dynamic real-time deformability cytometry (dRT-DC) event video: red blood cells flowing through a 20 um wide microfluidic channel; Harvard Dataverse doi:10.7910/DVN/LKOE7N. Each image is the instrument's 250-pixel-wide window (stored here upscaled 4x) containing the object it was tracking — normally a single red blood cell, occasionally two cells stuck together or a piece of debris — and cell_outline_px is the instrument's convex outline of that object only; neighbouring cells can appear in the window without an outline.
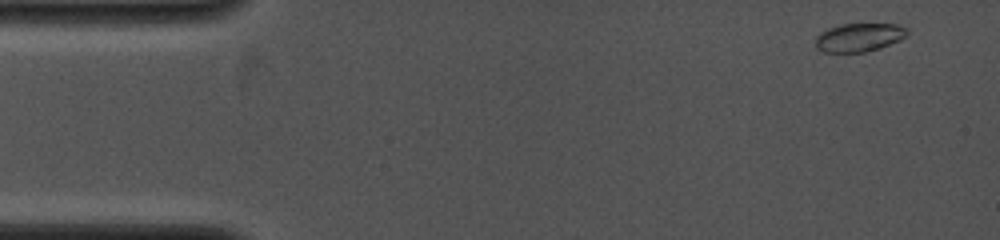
{"species": "common noctule bat (a hibernating species)", "species_latin": "Nyctalus noctula", "temperature_condition": "cold", "stored_images_in_passage": 15, "camera_frame_rate_fps": 4000, "um_per_image_px": 0.085, "animal": {"sex": "female", "body_mass_g": 19.0, "forearm_length_mm": 53.3}, "frame": {"image": 1, "passage_image": 1, "time_ms": 0.0, "image_size_px": [1000, 240], "cell_outline_px": [[908, 32], [900, 40], [880, 48], [864, 52], [824, 52], [816, 48], [816, 36], [820, 32], [828, 28], [840, 24], [896, 24], [908, 28]], "centroid_in_image_um": [73.01, 3.17], "position_along_channel_um": 12.0, "area_um2": 15.2}}
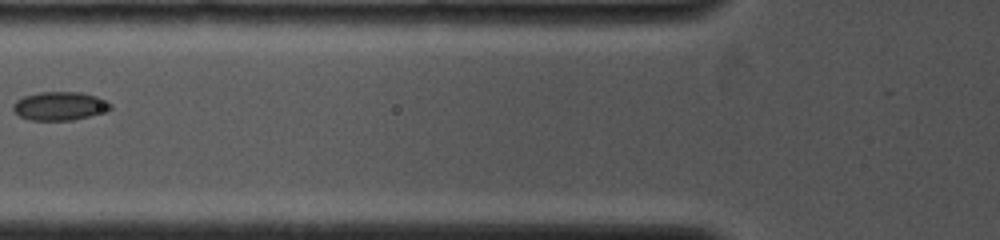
{"frame": {"image": 2, "passage_image": 13, "time_ms": 5.0, "image_size_px": [1000, 240], "cell_outline_px": [[112, 108], [88, 116], [72, 120], [28, 120], [12, 112], [12, 104], [16, 100], [24, 96], [40, 92], [80, 92], [96, 96], [108, 100], [112, 104]], "centroid_in_image_um": [5.03, 9.0], "position_along_channel_um": 120.8, "area_um2": 16.24}}
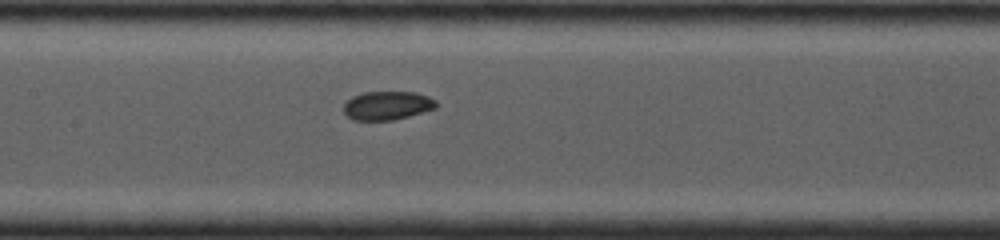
{"frame": {"image": 3, "passage_image": 15, "time_ms": 6.25, "image_size_px": [1000, 240], "cell_outline_px": [[436, 108], [408, 116], [392, 120], [352, 120], [344, 112], [344, 104], [352, 96], [364, 92], [416, 92], [428, 96], [436, 100]], "centroid_in_image_um": [32.91, 8.96], "position_along_channel_um": 174.5, "area_um2": 15.37}}